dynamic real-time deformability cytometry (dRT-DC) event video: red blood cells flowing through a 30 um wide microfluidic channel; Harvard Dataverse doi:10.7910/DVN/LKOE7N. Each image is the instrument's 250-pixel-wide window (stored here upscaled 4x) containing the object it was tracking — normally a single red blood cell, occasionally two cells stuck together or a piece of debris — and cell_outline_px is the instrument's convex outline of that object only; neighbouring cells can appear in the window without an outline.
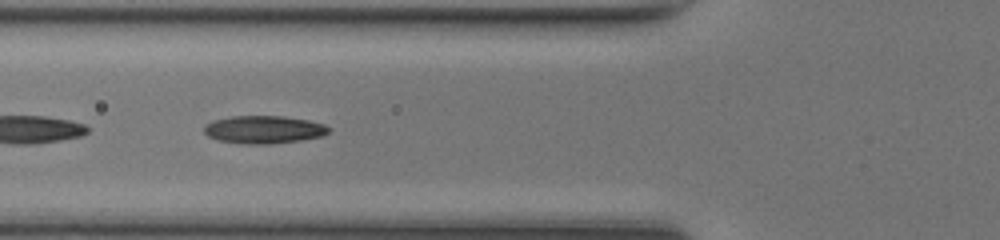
{"species": "common noctule bat (a hibernating species)", "species_latin": "Nyctalus noctula", "temperature_condition": "room temperature", "stored_images_in_passage": 36, "camera_frame_rate_fps": 3000, "um_per_image_px": 0.085, "animal": {"sex": "female", "body_mass_g": 17.0, "forearm_length_mm": 48.0}, "frame": {"image": 1, "passage_image": 6, "time_ms": 1.667, "image_size_px": [1000, 240], "cell_outline_px": [[328, 132], [320, 136], [300, 140], [272, 144], [240, 144], [220, 140], [208, 136], [204, 132], [204, 124], [212, 120], [232, 116], [284, 116], [308, 120], [324, 124], [328, 128]], "centroid_in_image_um": [22.37, 11.01], "position_along_channel_um": 103.4, "area_um2": 20.17}}
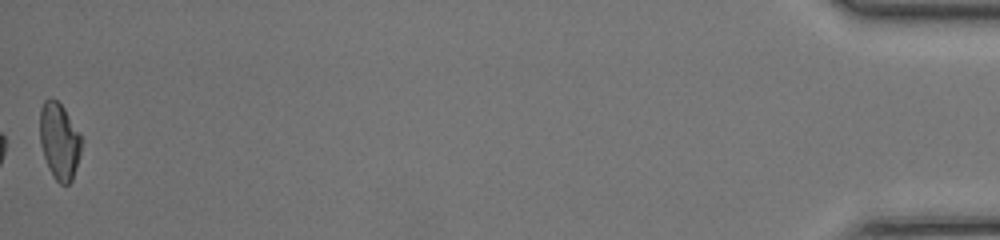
{"frame": {"image": 2, "passage_image": 36, "time_ms": 11.667, "image_size_px": [1000, 240], "cell_outline_px": [[80, 156], [72, 180], [68, 184], [60, 184], [52, 176], [48, 168], [40, 144], [40, 108], [44, 100], [52, 96], [64, 108], [80, 132]], "centroid_in_image_um": [5.03, 11.98], "position_along_channel_um": 430.2, "area_um2": 18.61}, "authors_computed_cell_mechanics": {"area_um2": 19.5364, "velocity_mm_per_s": 4.3228, "shape_relaxation_time_tau1_ms": 6.2296, "shape_relaxation_time_tau2_ms": 1.5719, "deformation_change_tau1": 0.23, "deformation_change_tau2": 0.0754}}